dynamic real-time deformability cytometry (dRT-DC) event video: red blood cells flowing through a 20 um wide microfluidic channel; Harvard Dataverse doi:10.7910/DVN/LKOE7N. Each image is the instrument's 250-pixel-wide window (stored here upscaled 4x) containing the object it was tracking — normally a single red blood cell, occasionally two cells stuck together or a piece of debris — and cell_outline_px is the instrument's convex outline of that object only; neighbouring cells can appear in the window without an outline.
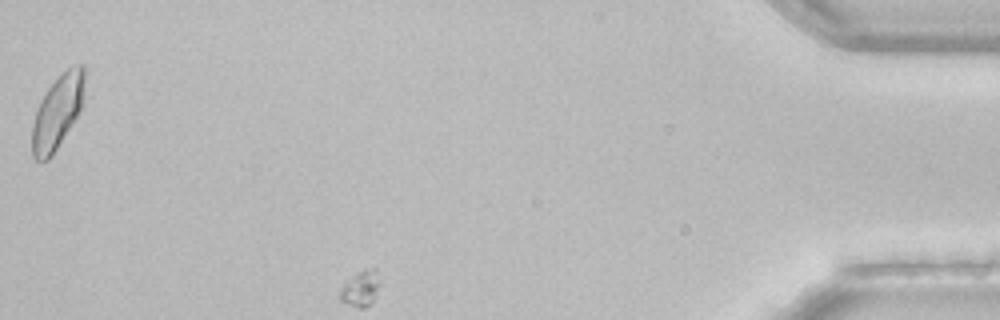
{"species": "common noctule bat (a hibernating species)", "species_latin": "Nyctalus noctula", "temperature_condition": "room temperature", "stored_images_in_passage": 34, "camera_frame_rate_fps": 3000, "um_per_image_px": 0.085, "animal": {"sex": "female", "body_mass_g": 22.7, "forearm_length_mm": 54.2}, "frame": {"image": 1, "passage_image": 34, "time_ms": 11.0, "image_size_px": [1000, 320], "cell_outline_px": [[84, 80], [80, 112], [52, 156], [48, 160], [36, 160], [32, 156], [32, 124], [40, 100], [48, 88], [72, 64], [84, 64]], "centroid_in_image_um": [4.87, 9.53], "position_along_channel_um": 430.3, "area_um2": 22.25}}